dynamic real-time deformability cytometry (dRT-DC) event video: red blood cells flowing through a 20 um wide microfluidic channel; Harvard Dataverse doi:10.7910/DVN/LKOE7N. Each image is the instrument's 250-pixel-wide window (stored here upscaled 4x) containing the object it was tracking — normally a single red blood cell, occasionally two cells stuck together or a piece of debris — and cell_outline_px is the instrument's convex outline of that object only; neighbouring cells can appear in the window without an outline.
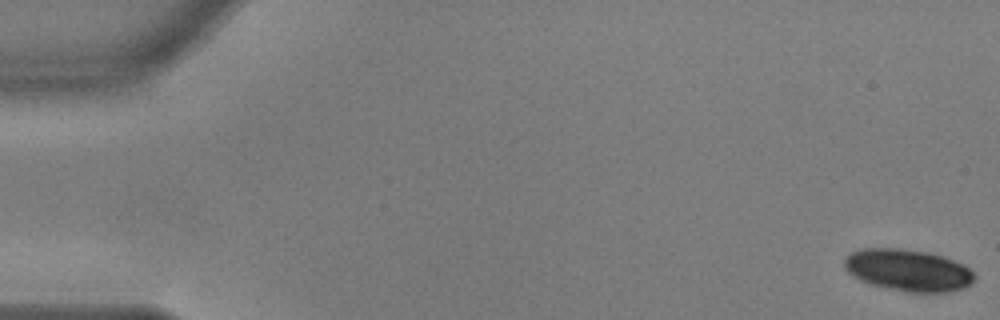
{"species": "common noctule bat (a hibernating species)", "species_latin": "Nyctalus noctula", "temperature_condition": "warm", "stored_images_in_passage": 55, "camera_frame_rate_fps": 3000, "um_per_image_px": 0.085, "animal": {"sex": "male", "body_mass_g": 17.9, "forearm_length_mm": 54.2}, "frame": {"image": 1, "passage_image": 1, "time_ms": 0.0, "image_size_px": [1000, 320], "cell_outline_px": [[976, 276], [972, 284], [964, 288], [948, 292], [908, 292], [872, 284], [860, 280], [852, 276], [844, 268], [844, 260], [852, 252], [860, 248], [900, 248], [928, 252], [964, 264]], "centroid_in_image_um": [77.19, 22.96], "position_along_channel_um": 7.8, "area_um2": 31.67}}